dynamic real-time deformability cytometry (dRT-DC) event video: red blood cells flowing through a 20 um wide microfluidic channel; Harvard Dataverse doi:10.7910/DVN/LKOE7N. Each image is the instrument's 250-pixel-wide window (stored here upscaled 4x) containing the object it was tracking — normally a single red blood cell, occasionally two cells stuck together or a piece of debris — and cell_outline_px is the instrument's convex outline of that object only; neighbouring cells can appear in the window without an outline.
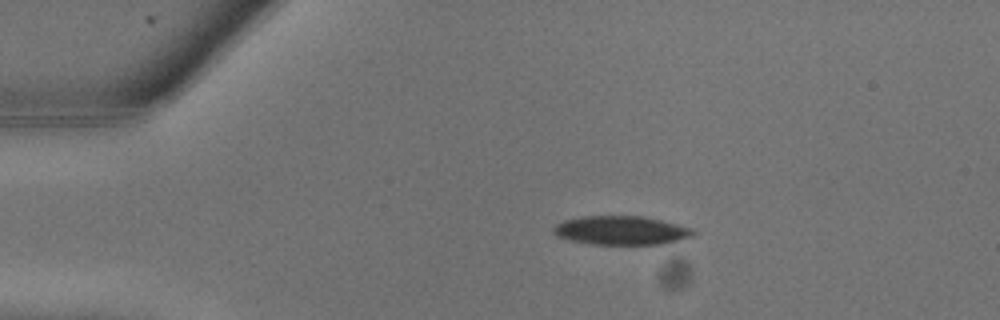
{"species": "common noctule bat (a hibernating species)", "species_latin": "Nyctalus noctula", "temperature_condition": "warm", "stored_images_in_passage": 21, "camera_frame_rate_fps": 3000, "um_per_image_px": 0.085, "animal": {"sex": "male", "body_mass_g": 13.3}, "frame": {"image": 1, "passage_image": 1, "time_ms": 0.0, "image_size_px": [1000, 320], "cell_outline_px": [[696, 232], [692, 236], [660, 244], [592, 244], [568, 240], [556, 236], [552, 232], [552, 228], [556, 224], [564, 220], [584, 216], [640, 216], [660, 220], [692, 228]], "centroid_in_image_um": [52.73, 19.58], "position_along_channel_um": 32.3, "area_um2": 23.29}}
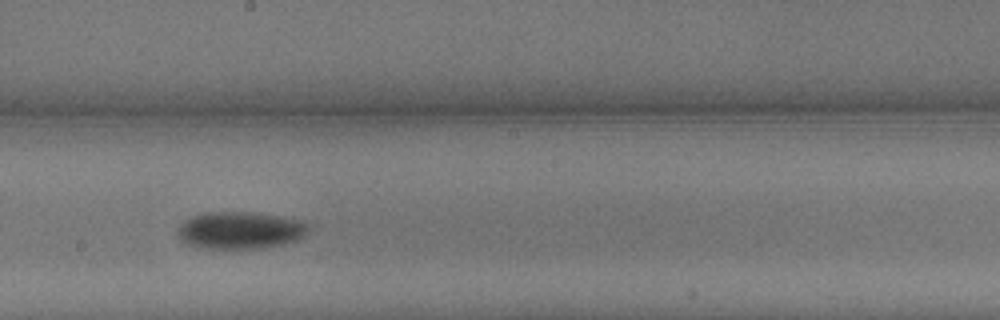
{"frame": {"image": 2, "passage_image": 10, "time_ms": 3.0, "image_size_px": [1000, 320], "cell_outline_px": [[308, 232], [296, 240], [280, 244], [260, 248], [204, 248], [184, 244], [180, 240], [176, 232], [176, 228], [184, 220], [192, 216], [204, 212], [252, 212], [280, 216], [300, 220], [308, 224]], "centroid_in_image_um": [20.34, 19.56], "position_along_channel_um": 227.9, "area_um2": 28.44}}
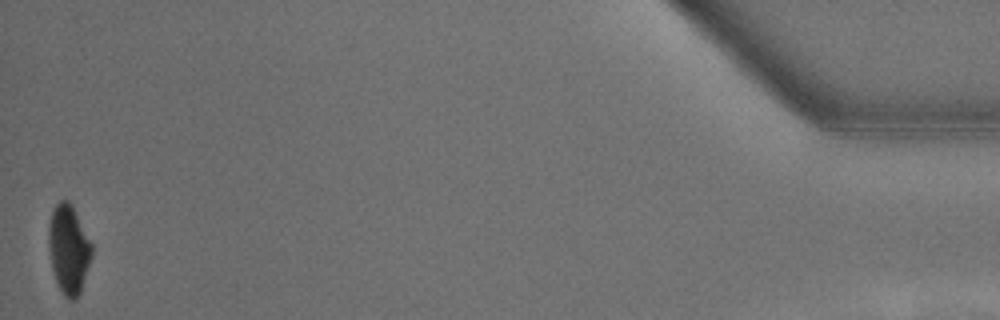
{"frame": {"image": 3, "passage_image": 21, "time_ms": 6.667, "image_size_px": [1000, 320], "cell_outline_px": [[92, 256], [80, 292], [72, 300], [68, 300], [64, 296], [56, 280], [52, 268], [48, 248], [48, 224], [52, 212], [56, 204], [60, 200], [68, 200], [72, 204], [92, 244]], "centroid_in_image_um": [5.83, 21.15], "position_along_channel_um": 429.4, "area_um2": 22.25}}